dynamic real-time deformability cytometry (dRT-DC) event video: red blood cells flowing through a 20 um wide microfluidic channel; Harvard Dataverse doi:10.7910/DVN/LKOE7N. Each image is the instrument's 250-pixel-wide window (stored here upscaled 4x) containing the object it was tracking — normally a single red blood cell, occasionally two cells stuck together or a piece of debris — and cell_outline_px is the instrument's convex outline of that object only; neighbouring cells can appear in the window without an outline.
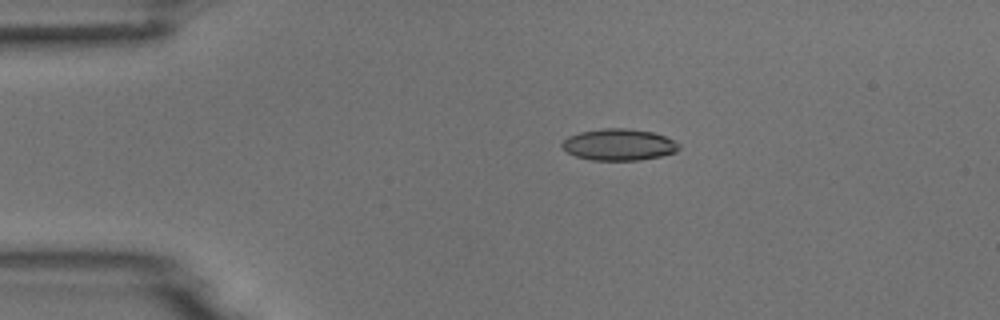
{"species": "common noctule bat (a hibernating species)", "species_latin": "Nyctalus noctula", "temperature_condition": "room temperature", "stored_images_in_passage": 4, "camera_frame_rate_fps": 3000, "um_per_image_px": 0.085, "animal": {"sex": "male", "body_mass_g": 18.8}, "frame": {"image": 1, "passage_image": 2, "time_ms": 0.333, "image_size_px": [1000, 320], "cell_outline_px": [[680, 148], [676, 152], [660, 156], [640, 160], [592, 160], [576, 156], [568, 152], [560, 144], [568, 136], [580, 132], [604, 128], [628, 128], [652, 132], [664, 136], [680, 144]], "centroid_in_image_um": [52.61, 12.29], "position_along_channel_um": 32.4, "area_um2": 21.39}}
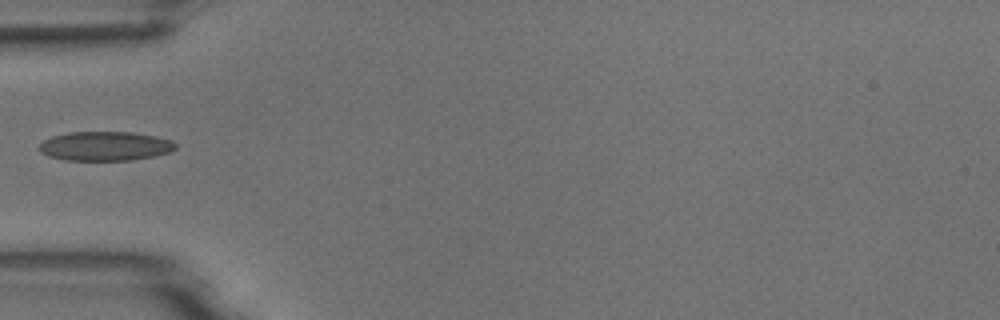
{"frame": {"image": 2, "passage_image": 4, "time_ms": 1.0, "image_size_px": [1000, 320], "cell_outline_px": [[176, 148], [172, 152], [132, 160], [64, 160], [48, 156], [40, 152], [40, 144], [44, 140], [52, 136], [68, 132], [132, 132], [156, 136], [172, 140], [176, 144]], "centroid_in_image_um": [8.95, 12.42], "position_along_channel_um": 76.1, "area_um2": 23.29}}